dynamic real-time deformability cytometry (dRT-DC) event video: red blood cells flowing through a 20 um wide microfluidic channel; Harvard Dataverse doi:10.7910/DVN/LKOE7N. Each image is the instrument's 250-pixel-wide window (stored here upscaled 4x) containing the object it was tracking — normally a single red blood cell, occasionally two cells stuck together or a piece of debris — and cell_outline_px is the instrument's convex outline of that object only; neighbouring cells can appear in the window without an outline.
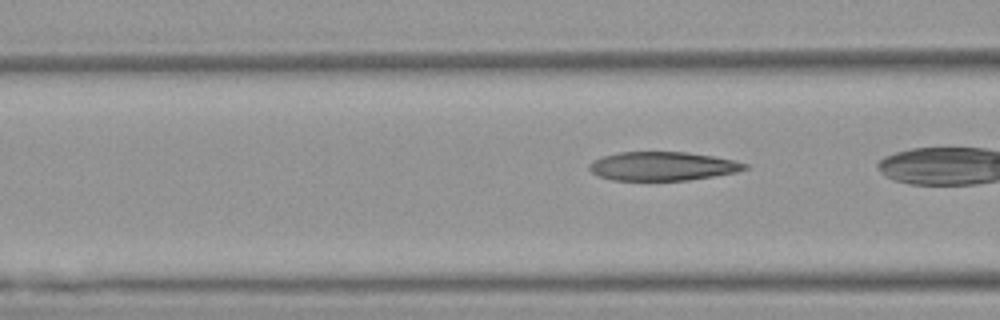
{"species": "Egyptian fruit bat (a non-hibernating species)", "species_latin": "Rousettus aegyptiacus", "temperature_condition": "warm", "stored_images_in_passage": 5, "segment_of_instrument_passage": [2, 2], "camera_frame_rate_fps": 3000, "um_per_image_px": 0.085, "animal": {"sex": "female"}, "frame": {"image": 1, "passage_image": 5, "time_ms": 1.333, "image_size_px": [1000, 320], "cell_outline_px": [[748, 168], [736, 172], [688, 180], [612, 180], [600, 176], [592, 172], [588, 168], [588, 164], [592, 160], [600, 156], [620, 152], [688, 152], [736, 160], [748, 164]], "centroid_in_image_um": [56.3, 14.11], "position_along_channel_um": 110.3, "area_um2": 26.13}}